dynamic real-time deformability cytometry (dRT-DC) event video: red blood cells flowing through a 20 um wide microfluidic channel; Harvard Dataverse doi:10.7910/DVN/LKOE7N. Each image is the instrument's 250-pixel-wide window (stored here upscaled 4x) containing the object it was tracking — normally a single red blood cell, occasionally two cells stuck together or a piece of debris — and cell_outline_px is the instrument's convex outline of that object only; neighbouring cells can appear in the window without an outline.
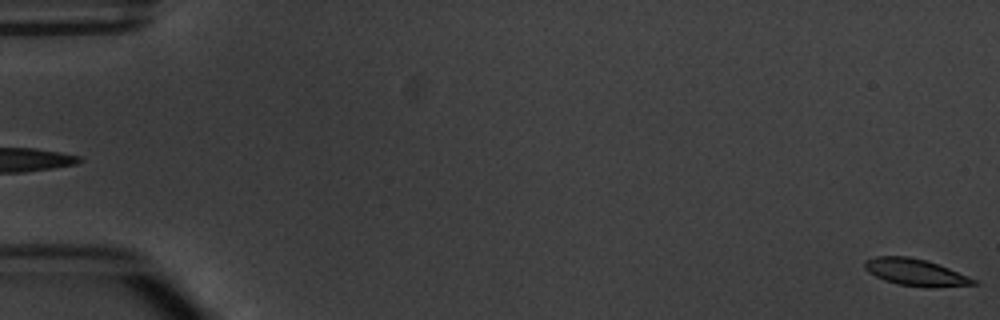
{"species": "common noctule bat (a hibernating species)", "species_latin": "Nyctalus noctula", "temperature_condition": "warm", "stored_images_in_passage": 6, "segment_of_instrument_passage": [2, 2], "camera_frame_rate_fps": 3000, "um_per_image_px": 0.085, "animal": {"sex": "male", "body_mass_g": 20.1, "forearm_length_mm": 53.5}, "frame": {"image": 1, "passage_image": 6, "time_ms": 6.0, "image_size_px": [1000, 320], "cell_outline_px": [[980, 284], [924, 288], [900, 284], [884, 280], [868, 272], [864, 268], [864, 260], [876, 256], [908, 256], [924, 260], [948, 268], [968, 276], [976, 280]], "centroid_in_image_um": [77.8, 23.15], "position_along_channel_um": 7.2, "area_um2": 16.94}}